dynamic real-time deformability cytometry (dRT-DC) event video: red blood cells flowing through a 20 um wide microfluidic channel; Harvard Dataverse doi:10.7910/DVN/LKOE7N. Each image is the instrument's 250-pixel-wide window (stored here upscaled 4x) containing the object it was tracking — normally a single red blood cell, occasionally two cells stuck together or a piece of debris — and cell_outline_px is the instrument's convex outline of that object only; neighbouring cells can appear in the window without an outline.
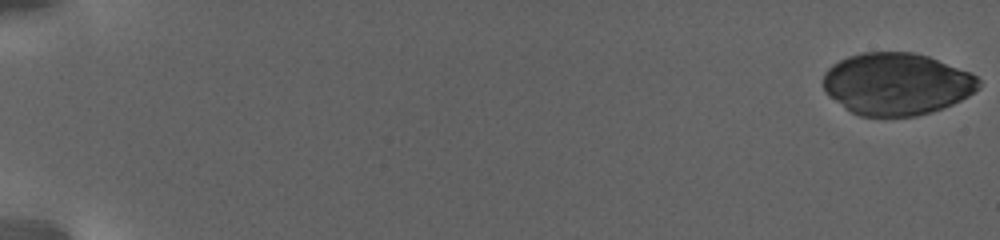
{"species": "human", "species_latin": "Homo sapiens", "temperature_condition": "warm", "stored_images_in_passage": 57, "camera_frame_rate_fps": 3000, "um_per_image_px": 0.085, "donor": {"sex": "female"}, "frame": {"image": 1, "passage_image": 1, "time_ms": 0.0, "image_size_px": [1000, 240], "cell_outline_px": [[980, 88], [968, 96], [952, 104], [932, 112], [916, 116], [860, 116], [852, 112], [832, 96], [824, 88], [824, 72], [832, 64], [848, 56], [864, 52], [912, 52], [928, 56], [968, 72], [976, 76], [980, 80]], "centroid_in_image_um": [76.24, 7.13], "position_along_channel_um": 8.8, "area_um2": 55.78}}
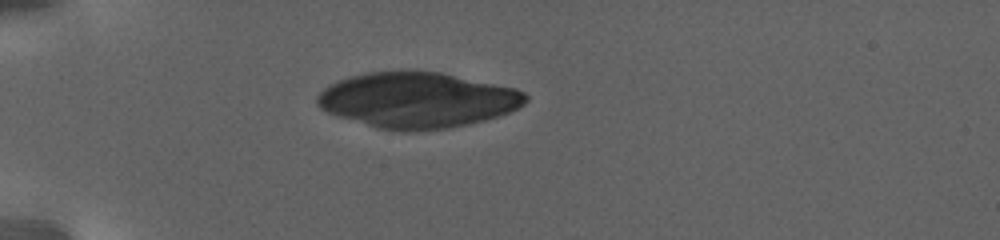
{"frame": {"image": 2, "passage_image": 35, "time_ms": 7.667, "image_size_px": [1000, 240], "cell_outline_px": [[528, 100], [524, 104], [508, 112], [496, 116], [464, 124], [444, 128], [404, 132], [400, 132], [376, 128], [328, 112], [320, 108], [316, 104], [316, 96], [328, 84], [352, 76], [368, 72], [404, 68], [440, 72], [516, 88], [524, 92], [528, 96]], "centroid_in_image_um": [35.43, 8.47], "position_along_channel_um": 49.6, "area_um2": 67.74}}